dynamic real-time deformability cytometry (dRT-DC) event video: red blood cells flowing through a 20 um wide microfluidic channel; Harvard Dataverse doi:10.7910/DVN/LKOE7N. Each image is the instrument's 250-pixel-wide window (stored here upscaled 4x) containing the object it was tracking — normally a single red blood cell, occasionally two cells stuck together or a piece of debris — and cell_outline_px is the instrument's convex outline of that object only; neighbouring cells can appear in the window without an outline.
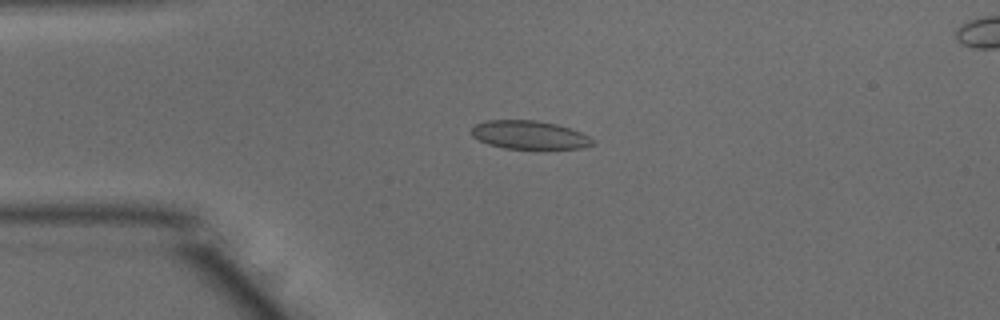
{"species": "common noctule bat (a hibernating species)", "species_latin": "Nyctalus noctula", "temperature_condition": "warm", "stored_images_in_passage": 51, "camera_frame_rate_fps": 3000, "um_per_image_px": 0.085, "animal": {"sex": "male", "body_mass_g": 15.6}, "frame": {"image": 1, "passage_image": 12, "time_ms": 3.667, "image_size_px": [1000, 320], "cell_outline_px": [[596, 144], [580, 148], [504, 148], [488, 144], [472, 136], [472, 128], [476, 124], [488, 120], [536, 120], [556, 124], [580, 132], [588, 136]], "centroid_in_image_um": [44.98, 11.46], "position_along_channel_um": 40.0, "area_um2": 19.71}}
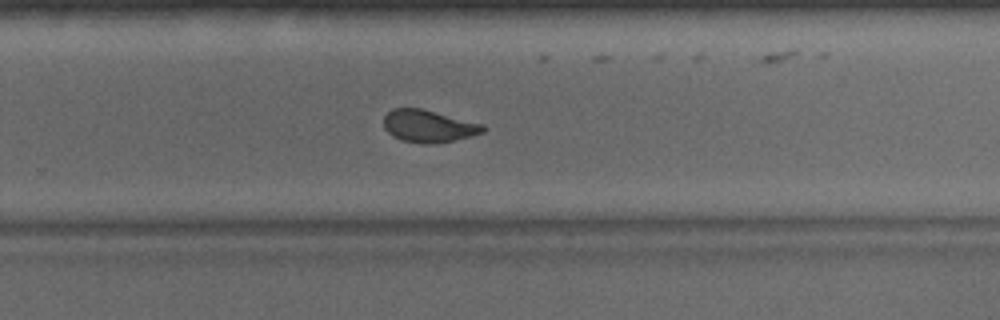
{"frame": {"image": 2, "passage_image": 33, "time_ms": 10.667, "image_size_px": [1000, 320], "cell_outline_px": [[488, 128], [484, 132], [452, 140], [428, 144], [424, 144], [400, 140], [392, 136], [384, 128], [384, 116], [392, 108], [420, 108], [484, 124]], "centroid_in_image_um": [36.41, 10.71], "position_along_channel_um": 293.4, "area_um2": 18.61}}
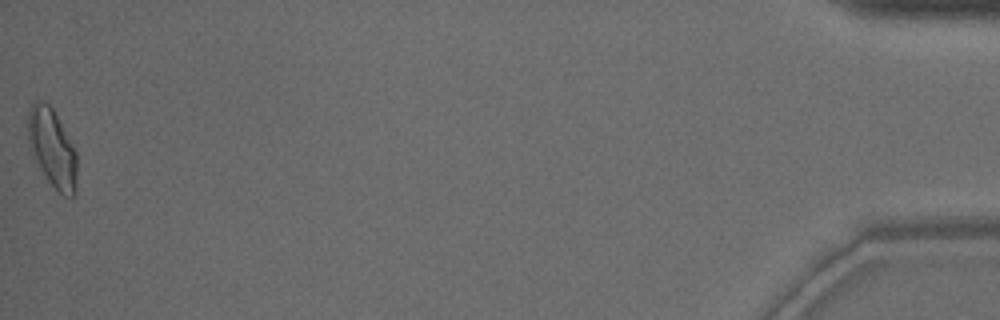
{"frame": {"image": 3, "passage_image": 51, "time_ms": 16.667, "image_size_px": [1000, 320], "cell_outline_px": [[76, 192], [72, 196], [64, 196], [48, 180], [40, 168], [28, 144], [28, 112], [32, 104], [36, 100], [40, 100], [48, 104], [52, 108], [72, 144], [76, 152]], "centroid_in_image_um": [4.43, 12.58], "position_along_channel_um": 430.8, "area_um2": 21.85}, "authors_computed_cell_mechanics": {"area_um2": 19.8254, "velocity_mm_per_s": 3.9505, "shape_relaxation_time_tau1_ms": 5.8257, "shape_relaxation_time_tau2_ms": 0.6636, "deformation_change_tau1": 0.1631, "deformation_change_tau2": 0.057}}